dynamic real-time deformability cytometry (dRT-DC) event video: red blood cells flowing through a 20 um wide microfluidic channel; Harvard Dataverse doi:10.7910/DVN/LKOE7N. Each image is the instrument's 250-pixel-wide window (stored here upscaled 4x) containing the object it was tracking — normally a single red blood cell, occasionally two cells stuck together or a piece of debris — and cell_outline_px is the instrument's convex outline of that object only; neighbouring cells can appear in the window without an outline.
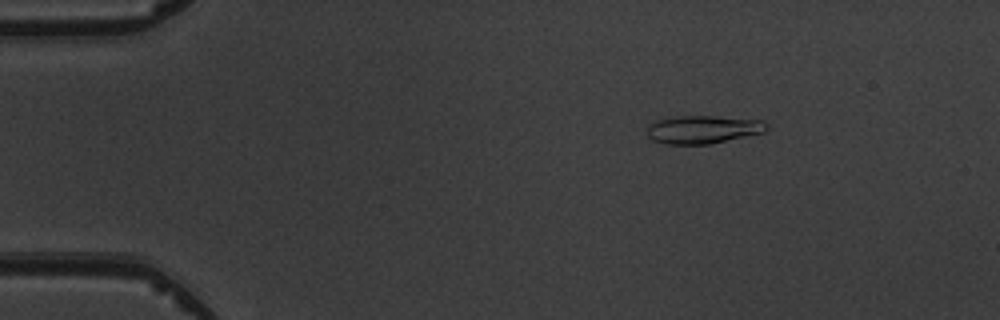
{"species": "common noctule bat (a hibernating species)", "species_latin": "Nyctalus noctula", "temperature_condition": "warm", "stored_images_in_passage": 5, "camera_frame_rate_fps": 3000, "um_per_image_px": 0.085, "animal": {"sex": "male", "body_mass_g": 19.5, "forearm_length_mm": 54.6}, "frame": {"image": 1, "passage_image": 2, "time_ms": 2.0, "image_size_px": [1000, 320], "cell_outline_px": [[768, 128], [764, 132], [708, 144], [668, 144], [652, 140], [648, 136], [648, 124], [652, 120], [676, 116], [716, 116], [764, 120], [768, 124]], "centroid_in_image_um": [59.73, 10.99], "position_along_channel_um": 25.3, "area_um2": 19.65}}